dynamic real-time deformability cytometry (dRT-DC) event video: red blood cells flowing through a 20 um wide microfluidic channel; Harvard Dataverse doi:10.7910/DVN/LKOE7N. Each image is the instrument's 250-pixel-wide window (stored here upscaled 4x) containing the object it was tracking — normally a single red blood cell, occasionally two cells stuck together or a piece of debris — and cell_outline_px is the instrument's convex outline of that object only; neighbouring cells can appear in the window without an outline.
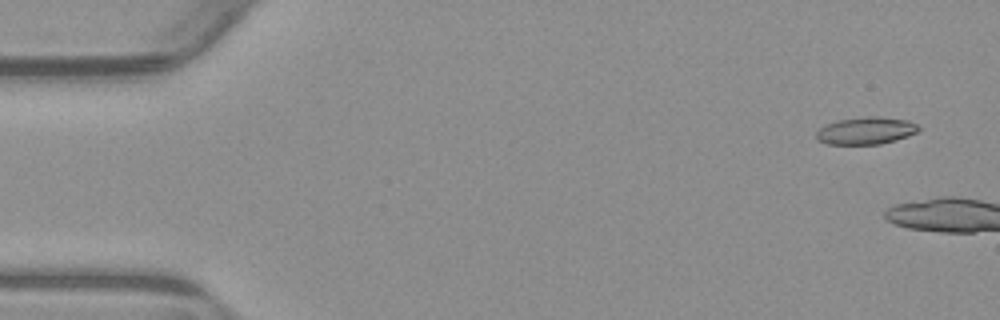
{"species": "common noctule bat (a hibernating species)", "species_latin": "Nyctalus noctula", "temperature_condition": "warm", "stored_images_in_passage": 8, "camera_frame_rate_fps": 3000, "um_per_image_px": 0.085, "animal": {"sex": "male", "body_mass_g": 23.1, "forearm_length_mm": 52.7}, "frame": {"image": 1, "passage_image": 1, "time_ms": 0.0, "image_size_px": [1000, 320], "cell_outline_px": [[920, 128], [916, 132], [908, 136], [896, 140], [880, 144], [828, 144], [820, 140], [816, 136], [816, 132], [820, 128], [836, 120], [868, 116], [876, 116], [908, 120], [916, 124]], "centroid_in_image_um": [73.62, 11.1], "position_along_channel_um": 11.4, "area_um2": 16.13}}